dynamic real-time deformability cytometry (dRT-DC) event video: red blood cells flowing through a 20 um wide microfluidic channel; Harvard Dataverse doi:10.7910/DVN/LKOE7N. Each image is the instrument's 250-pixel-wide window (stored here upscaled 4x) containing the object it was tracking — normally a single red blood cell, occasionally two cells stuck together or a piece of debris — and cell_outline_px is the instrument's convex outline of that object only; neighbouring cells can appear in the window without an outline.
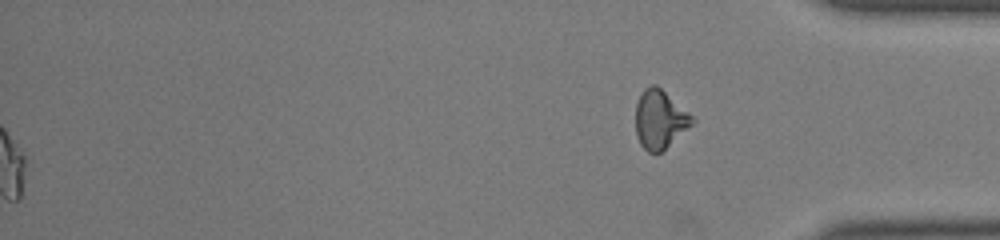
{"species": "common noctule bat (a hibernating species)", "species_latin": "Nyctalus noctula", "temperature_condition": "room temperature", "stored_images_in_passage": 50, "segment_of_instrument_passage": [2, 2], "camera_frame_rate_fps": 3000, "um_per_image_px": 0.085, "animal": {"sex": "male", "body_mass_g": 19.0, "forearm_length_mm": 50.8}, "frame": {"image": 1, "passage_image": 50, "time_ms": 16.333, "image_size_px": [1000, 240], "cell_outline_px": [[696, 120], [692, 124], [660, 152], [648, 152], [640, 144], [636, 136], [636, 104], [644, 88], [652, 84], [656, 84], [688, 112]], "centroid_in_image_um": [56.06, 10.13], "position_along_channel_um": 379.1, "area_um2": 18.9}}